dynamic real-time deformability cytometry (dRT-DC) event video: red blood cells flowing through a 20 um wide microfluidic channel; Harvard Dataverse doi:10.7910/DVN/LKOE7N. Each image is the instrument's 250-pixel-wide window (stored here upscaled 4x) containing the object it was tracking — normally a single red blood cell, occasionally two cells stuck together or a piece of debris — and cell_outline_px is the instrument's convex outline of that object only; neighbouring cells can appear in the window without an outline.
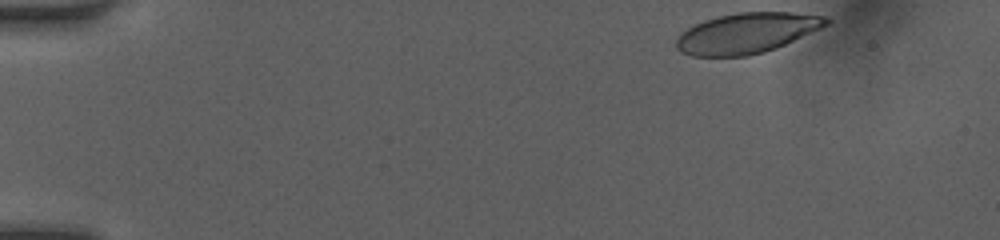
{"species": "human", "species_latin": "Homo sapiens", "temperature_condition": "room temperature", "stored_images_in_passage": 38, "camera_frame_rate_fps": 3000, "um_per_image_px": 0.085, "donor": {"sex": "female"}, "frame": {"image": 1, "passage_image": 1, "time_ms": 0.0, "image_size_px": [1000, 240], "cell_outline_px": [[832, 20], [828, 24], [820, 28], [776, 48], [764, 52], [748, 56], [692, 56], [680, 52], [676, 48], [676, 36], [680, 32], [704, 20], [736, 12], [792, 12], [824, 16]], "centroid_in_image_um": [63.44, 2.81], "position_along_channel_um": 21.6, "area_um2": 35.26}}
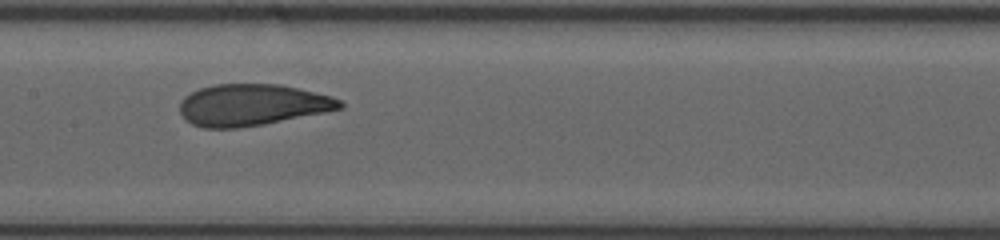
{"frame": {"image": 2, "passage_image": 21, "time_ms": 6.667, "image_size_px": [1000, 240], "cell_outline_px": [[344, 108], [264, 124], [236, 128], [204, 128], [192, 124], [184, 120], [180, 112], [180, 100], [184, 96], [200, 88], [216, 84], [280, 84], [332, 96], [340, 100], [344, 104]], "centroid_in_image_um": [21.41, 8.92], "position_along_channel_um": 186.0, "area_um2": 38.78}}
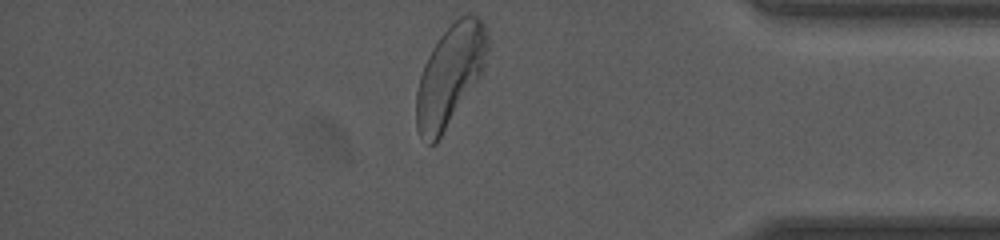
{"frame": {"image": 3, "passage_image": 38, "time_ms": 12.333, "image_size_px": [1000, 240], "cell_outline_px": [[488, 48], [480, 76], [436, 144], [428, 144], [420, 136], [416, 128], [416, 92], [420, 76], [424, 64], [432, 48], [440, 36], [460, 16], [476, 16], [484, 20], [488, 36]], "centroid_in_image_um": [38.23, 6.42], "position_along_channel_um": 397.0, "area_um2": 41.21}, "authors_computed_cell_mechanics": {"area_um2": 38.9861, "velocity_mm_per_s": 4.14, "shape_relaxation_time_tau1_ms": 3.5845, "shape_relaxation_time_tau2_ms": 0.7919, "deformation_change_tau1": 0.1629, "deformation_change_tau2": 0.0659}}